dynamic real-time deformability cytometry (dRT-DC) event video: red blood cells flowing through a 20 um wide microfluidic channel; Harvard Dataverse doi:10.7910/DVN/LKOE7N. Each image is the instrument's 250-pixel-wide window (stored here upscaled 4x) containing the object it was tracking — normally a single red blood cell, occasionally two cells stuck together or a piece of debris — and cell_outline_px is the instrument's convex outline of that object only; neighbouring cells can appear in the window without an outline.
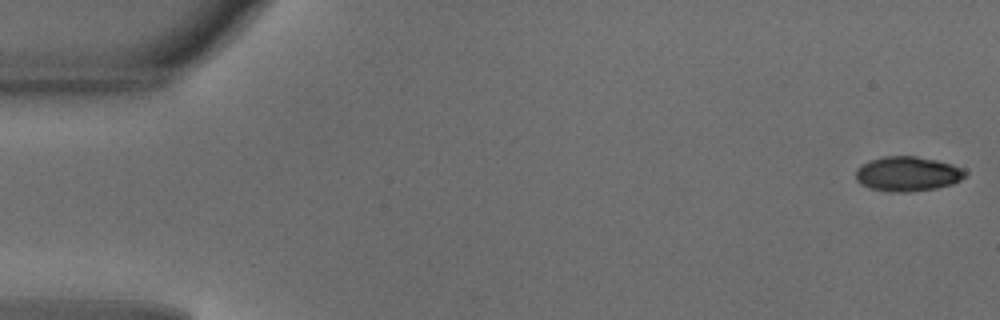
{"species": "common noctule bat (a hibernating species)", "species_latin": "Nyctalus noctula", "temperature_condition": "warm", "stored_images_in_passage": 12, "camera_frame_rate_fps": 3000, "um_per_image_px": 0.085, "animal": {"sex": "male", "body_mass_g": 18.8}, "frame": {"image": 1, "passage_image": 1, "time_ms": 0.0, "image_size_px": [1000, 320], "cell_outline_px": [[968, 172], [960, 180], [952, 184], [936, 188], [908, 192], [888, 192], [868, 188], [860, 184], [856, 180], [856, 168], [868, 160], [884, 156], [916, 156], [936, 160], [952, 164], [964, 168]], "centroid_in_image_um": [77.12, 14.78], "position_along_channel_um": 7.9, "area_um2": 22.43}}